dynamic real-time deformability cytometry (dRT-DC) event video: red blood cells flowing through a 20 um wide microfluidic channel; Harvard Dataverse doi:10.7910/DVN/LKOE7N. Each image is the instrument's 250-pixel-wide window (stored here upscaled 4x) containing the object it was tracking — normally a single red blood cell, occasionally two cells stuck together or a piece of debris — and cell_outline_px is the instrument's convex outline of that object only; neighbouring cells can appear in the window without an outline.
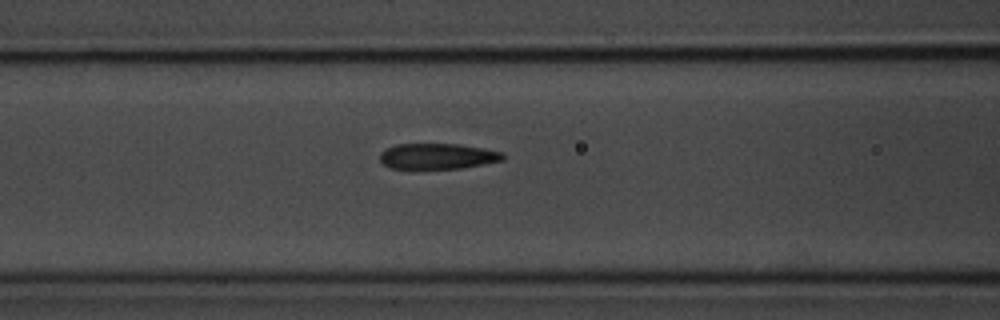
{"species": "common noctule bat (a hibernating species)", "species_latin": "Nyctalus noctula", "temperature_condition": "room temperature", "stored_images_in_passage": 19, "camera_frame_rate_fps": 3000, "um_per_image_px": 0.085, "animal": {"sex": "male", "body_mass_g": 20.1, "forearm_length_mm": 53.5}, "frame": {"image": 1, "passage_image": 14, "time_ms": 4.333, "image_size_px": [1000, 320], "cell_outline_px": [[504, 160], [484, 164], [460, 168], [388, 168], [380, 160], [380, 152], [396, 144], [456, 144], [484, 148], [504, 152]], "centroid_in_image_um": [37.21, 13.27], "position_along_channel_um": 129.4, "area_um2": 18.32}}